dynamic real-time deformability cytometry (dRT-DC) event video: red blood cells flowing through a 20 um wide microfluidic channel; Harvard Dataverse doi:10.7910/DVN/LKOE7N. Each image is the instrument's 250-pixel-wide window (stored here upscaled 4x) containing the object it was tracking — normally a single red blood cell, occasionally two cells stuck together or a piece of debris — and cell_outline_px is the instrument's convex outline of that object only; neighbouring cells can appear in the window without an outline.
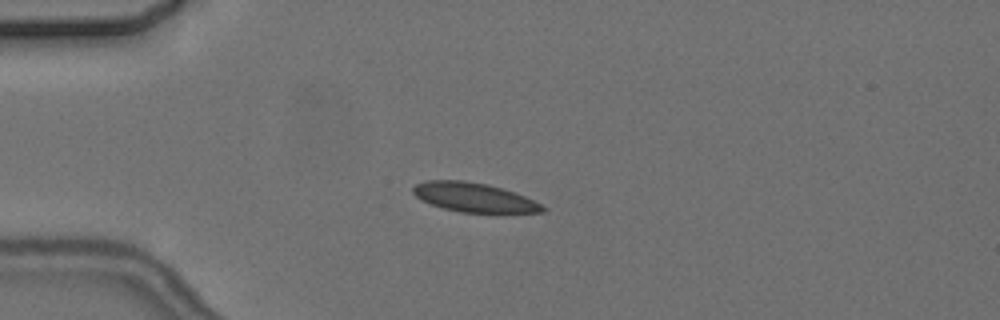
{"species": "common noctule bat (a hibernating species)", "species_latin": "Nyctalus noctula", "temperature_condition": "cold", "stored_images_in_passage": 5, "camera_frame_rate_fps": 3000, "um_per_image_px": 0.085, "animal": {"sex": "female", "body_mass_g": 24.6, "forearm_length_mm": 56.2}, "frame": {"image": 1, "passage_image": 3, "time_ms": 3.333, "image_size_px": [1000, 320], "cell_outline_px": [[548, 208], [544, 212], [460, 212], [444, 208], [432, 204], [416, 196], [412, 192], [412, 188], [416, 184], [424, 180], [464, 180], [488, 184], [524, 196]], "centroid_in_image_um": [40.26, 16.76], "position_along_channel_um": 44.7, "area_um2": 21.68}}
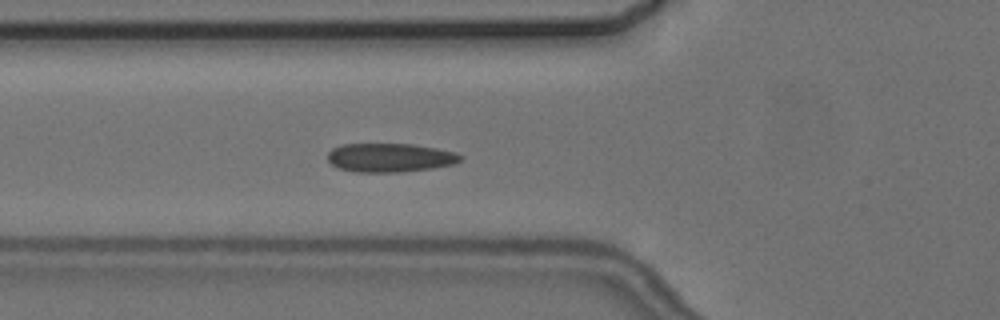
{"frame": {"image": 2, "passage_image": 5, "time_ms": 5.333, "image_size_px": [1000, 320], "cell_outline_px": [[464, 156], [456, 164], [432, 168], [400, 172], [356, 172], [340, 168], [332, 164], [328, 160], [328, 152], [332, 148], [340, 144], [412, 144], [436, 148], [456, 152]], "centroid_in_image_um": [33.17, 13.39], "position_along_channel_um": 92.6, "area_um2": 22.37}}